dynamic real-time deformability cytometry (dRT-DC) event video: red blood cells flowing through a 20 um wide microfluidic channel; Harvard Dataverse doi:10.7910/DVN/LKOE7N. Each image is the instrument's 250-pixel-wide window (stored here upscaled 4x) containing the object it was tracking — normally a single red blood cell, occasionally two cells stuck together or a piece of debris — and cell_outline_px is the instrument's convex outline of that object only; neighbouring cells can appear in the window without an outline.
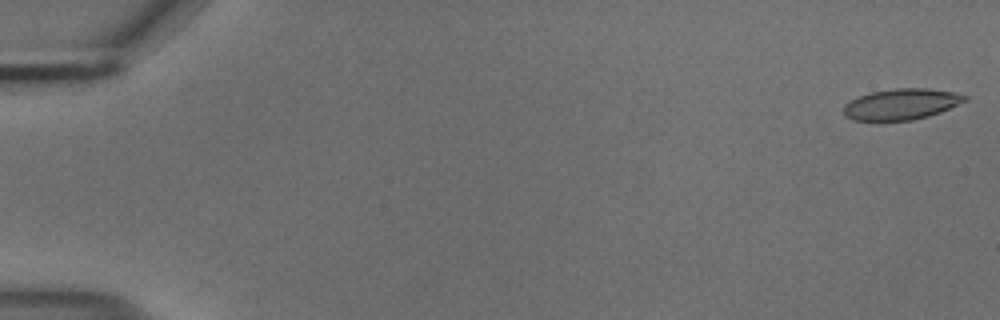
{"species": "common noctule bat (a hibernating species)", "species_latin": "Nyctalus noctula", "temperature_condition": "cold", "stored_images_in_passage": 55, "camera_frame_rate_fps": 3000, "um_per_image_px": 0.085, "animal": {"sex": "male", "body_mass_g": 18.8}, "frame": {"image": 1, "passage_image": 1, "time_ms": 0.0, "image_size_px": [1000, 320], "cell_outline_px": [[968, 100], [940, 112], [928, 116], [912, 120], [852, 120], [844, 116], [844, 104], [860, 96], [872, 92], [896, 88], [928, 88], [952, 92], [968, 96]], "centroid_in_image_um": [76.62, 8.85], "position_along_channel_um": 8.4, "area_um2": 21.68}}
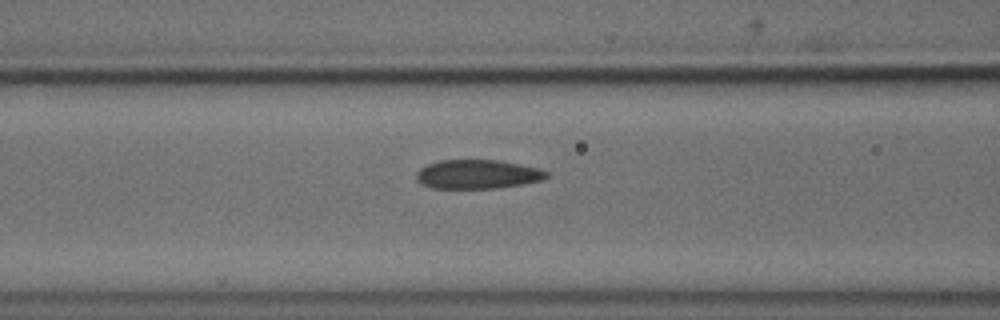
{"frame": {"image": 2, "passage_image": 23, "time_ms": 7.333, "image_size_px": [1000, 320], "cell_outline_px": [[548, 176], [544, 180], [524, 184], [496, 188], [432, 188], [420, 184], [416, 180], [416, 172], [420, 168], [428, 164], [440, 160], [500, 160], [540, 168], [548, 172]], "centroid_in_image_um": [40.6, 14.81], "position_along_channel_um": 126.0, "area_um2": 22.25}}
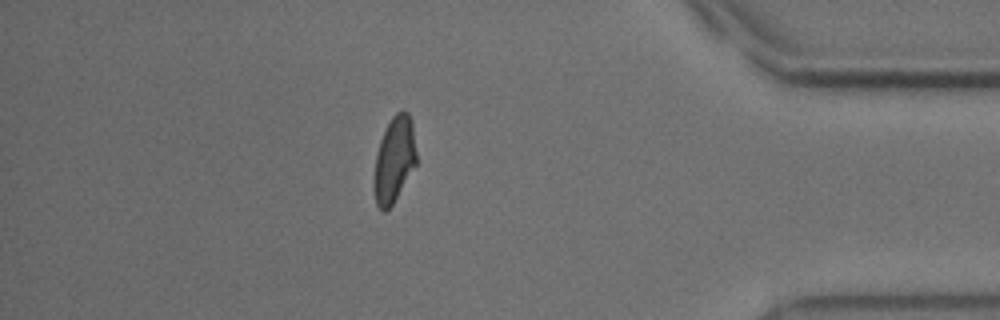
{"frame": {"image": 3, "passage_image": 48, "time_ms": 15.667, "image_size_px": [1000, 320], "cell_outline_px": [[416, 164], [392, 204], [384, 212], [376, 204], [372, 188], [372, 184], [376, 152], [380, 140], [392, 116], [396, 112], [408, 112], [412, 124], [416, 152]], "centroid_in_image_um": [33.47, 13.59], "position_along_channel_um": 401.7, "area_um2": 21.04}, "authors_computed_cell_mechanics": {"area_um2": 22.3108, "velocity_mm_per_s": 3.6937, "shape_relaxation_time_tau1_ms": 8.9156, "shape_relaxation_time_tau2_ms": 1.6424, "deformation_change_tau1": 0.195, "deformation_change_tau2": 0.0684}}